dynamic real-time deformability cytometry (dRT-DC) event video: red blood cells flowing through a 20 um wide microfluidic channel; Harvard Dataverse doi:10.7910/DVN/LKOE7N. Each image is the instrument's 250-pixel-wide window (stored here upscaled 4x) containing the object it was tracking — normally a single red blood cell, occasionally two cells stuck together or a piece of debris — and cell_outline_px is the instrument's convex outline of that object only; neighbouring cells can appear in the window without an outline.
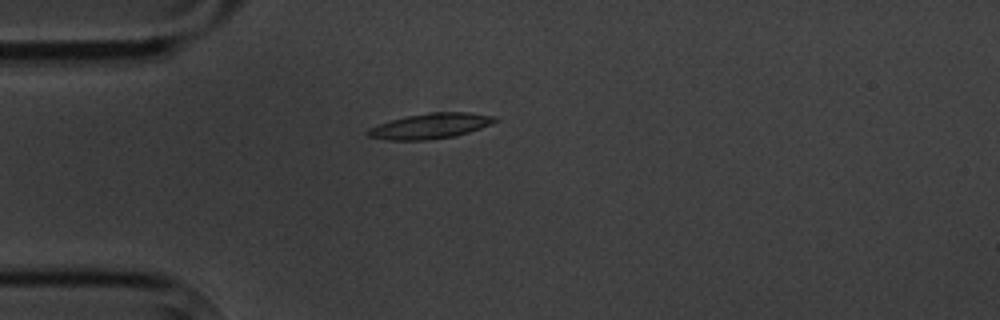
{"species": "common noctule bat (a hibernating species)", "species_latin": "Nyctalus noctula", "temperature_condition": "cold", "stored_images_in_passage": 4, "camera_frame_rate_fps": 3000, "um_per_image_px": 0.085, "animal": {"sex": "male", "body_mass_g": 20.1, "forearm_length_mm": 53.5}, "frame": {"image": 1, "passage_image": 4, "time_ms": 3.333, "image_size_px": [1000, 320], "cell_outline_px": [[500, 120], [480, 128], [468, 132], [452, 136], [424, 140], [388, 140], [368, 136], [364, 132], [368, 128], [392, 120], [408, 116], [432, 112], [472, 112], [496, 116]], "centroid_in_image_um": [36.6, 10.7], "position_along_channel_um": 48.4, "area_um2": 18.61}}